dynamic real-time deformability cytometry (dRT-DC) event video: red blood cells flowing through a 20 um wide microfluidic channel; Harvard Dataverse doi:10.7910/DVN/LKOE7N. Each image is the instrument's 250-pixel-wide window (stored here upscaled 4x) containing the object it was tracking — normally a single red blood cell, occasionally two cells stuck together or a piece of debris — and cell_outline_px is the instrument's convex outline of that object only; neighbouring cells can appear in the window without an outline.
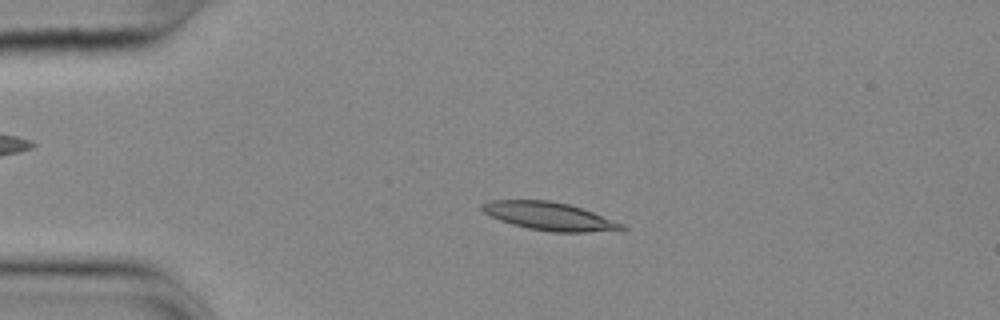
{"species": "common noctule bat (a hibernating species)", "species_latin": "Nyctalus noctula", "temperature_condition": "cold", "stored_images_in_passage": 55, "camera_frame_rate_fps": 3000, "um_per_image_px": 0.085, "animal": {"sex": "female", "body_mass_g": 25.1}, "frame": {"image": 1, "passage_image": 12, "time_ms": 3.667, "image_size_px": [1000, 320], "cell_outline_px": [[628, 228], [588, 232], [552, 232], [528, 228], [512, 224], [500, 220], [484, 212], [480, 208], [480, 204], [492, 200], [548, 200], [568, 204], [592, 212], [624, 224]], "centroid_in_image_um": [46.65, 18.37], "position_along_channel_um": 38.3, "area_um2": 22.48}}
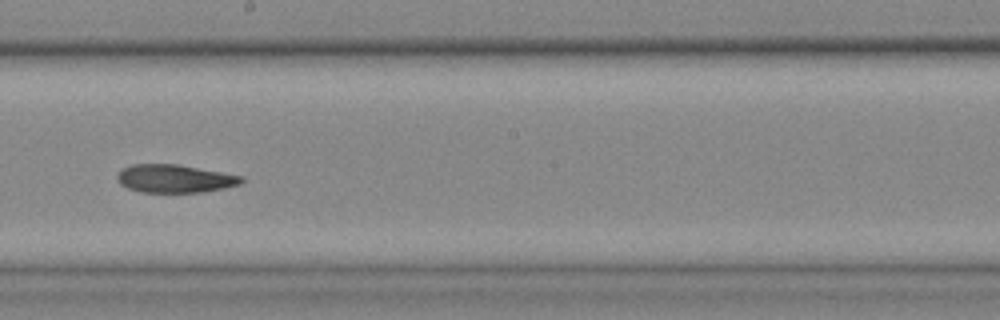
{"frame": {"image": 2, "passage_image": 31, "time_ms": 10.0, "image_size_px": [1000, 320], "cell_outline_px": [[244, 180], [240, 184], [224, 188], [204, 192], [140, 192], [128, 188], [120, 184], [116, 180], [116, 176], [120, 168], [132, 164], [176, 164], [244, 176]], "centroid_in_image_um": [14.81, 15.18], "position_along_channel_um": 233.4, "area_um2": 20.46}}
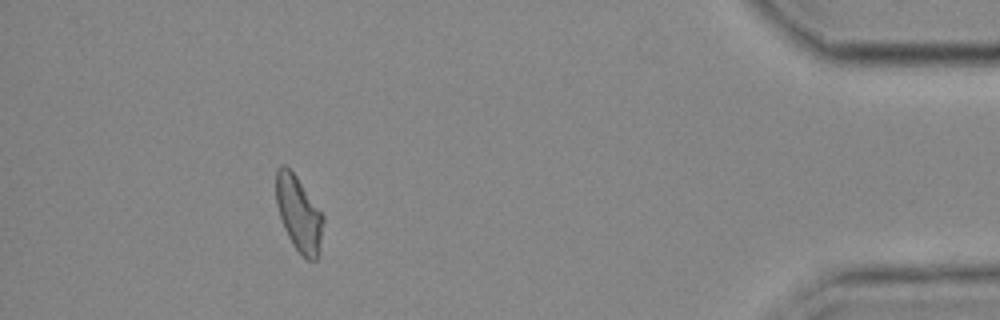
{"frame": {"image": 3, "passage_image": 50, "time_ms": 16.333, "image_size_px": [1000, 320], "cell_outline_px": [[324, 220], [320, 252], [316, 260], [308, 260], [292, 244], [284, 228], [276, 204], [276, 168], [284, 164], [296, 176], [324, 216]], "centroid_in_image_um": [25.4, 18.18], "position_along_channel_um": 409.8, "area_um2": 20.52}, "authors_computed_cell_mechanics": {"area_um2": 21.097, "velocity_mm_per_s": 3.626, "shape_relaxation_time_tau1_ms": 7.4061, "shape_relaxation_time_tau2_ms": 10.4685, "deformation_change_tau1": 0.2002, "deformation_change_tau2": 0.1932}}